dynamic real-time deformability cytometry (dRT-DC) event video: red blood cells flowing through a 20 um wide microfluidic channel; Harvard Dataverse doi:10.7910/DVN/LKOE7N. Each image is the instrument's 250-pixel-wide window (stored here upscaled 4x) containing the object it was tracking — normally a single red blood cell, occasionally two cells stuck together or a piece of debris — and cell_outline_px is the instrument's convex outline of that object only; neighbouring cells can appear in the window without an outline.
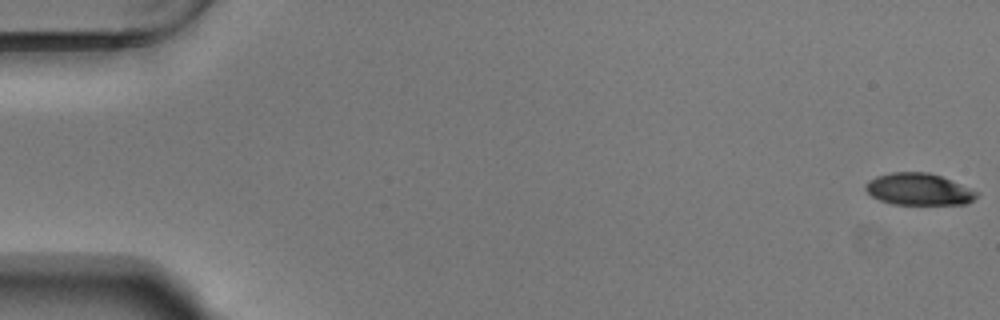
{"species": "Egyptian fruit bat (a non-hibernating species)", "species_latin": "Rousettus aegyptiacus", "temperature_condition": "warm", "stored_images_in_passage": 55, "camera_frame_rate_fps": 3000, "um_per_image_px": 0.085, "animal": {"sex": "male"}, "frame": {"image": 1, "passage_image": 1, "time_ms": 0.0, "image_size_px": [1000, 320], "cell_outline_px": [[980, 192], [968, 204], [892, 204], [880, 200], [872, 196], [864, 188], [864, 184], [868, 180], [876, 176], [892, 172], [928, 172], [940, 176]], "centroid_in_image_um": [78.06, 16.08], "position_along_channel_um": 6.9, "area_um2": 20.58}}
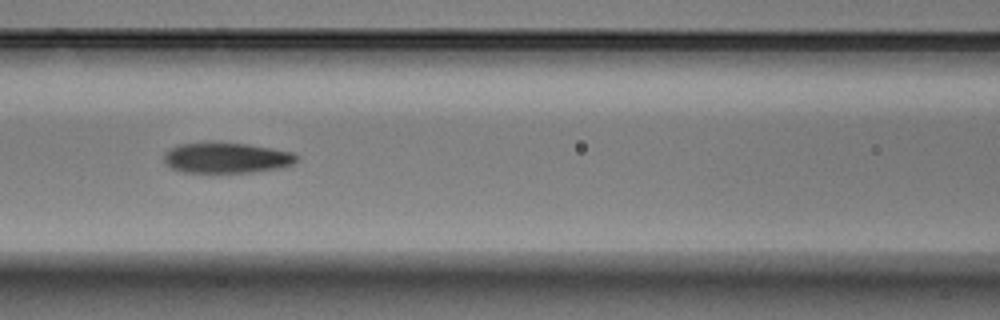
{"frame": {"image": 2, "passage_image": 25, "time_ms": 8.0, "image_size_px": [1000, 320], "cell_outline_px": [[296, 160], [292, 164], [276, 168], [252, 172], [184, 172], [172, 168], [164, 160], [164, 152], [168, 148], [176, 144], [216, 140], [248, 144], [292, 152], [296, 156]], "centroid_in_image_um": [19.16, 13.37], "position_along_channel_um": 147.4, "area_um2": 23.93}}
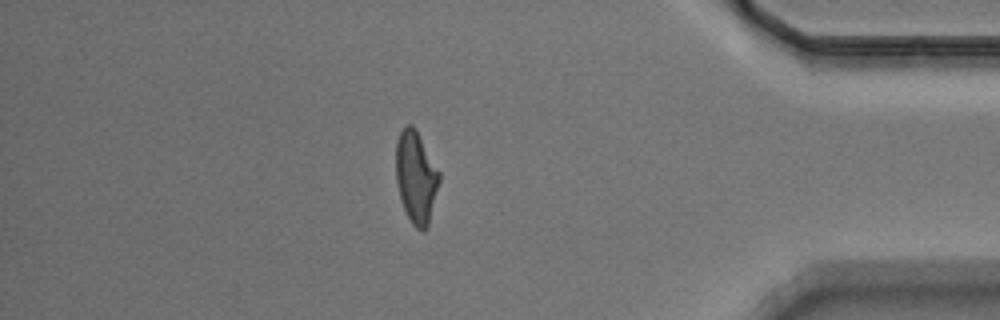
{"frame": {"image": 3, "passage_image": 48, "time_ms": 15.667, "image_size_px": [1000, 320], "cell_outline_px": [[440, 180], [428, 228], [424, 232], [416, 228], [412, 224], [404, 208], [400, 196], [396, 180], [396, 140], [400, 132], [408, 124], [412, 124], [416, 128], [440, 172]], "centroid_in_image_um": [35.37, 15.06], "position_along_channel_um": 399.8, "area_um2": 23.35}, "authors_computed_cell_mechanics": {"area_um2": 23.2934, "velocity_mm_per_s": 3.7247, "shape_relaxation_time_tau1_ms": 4.1185, "shape_relaxation_time_tau2_ms": 1.1133, "deformation_change_tau1": 0.1742, "deformation_change_tau2": 0.0752}}